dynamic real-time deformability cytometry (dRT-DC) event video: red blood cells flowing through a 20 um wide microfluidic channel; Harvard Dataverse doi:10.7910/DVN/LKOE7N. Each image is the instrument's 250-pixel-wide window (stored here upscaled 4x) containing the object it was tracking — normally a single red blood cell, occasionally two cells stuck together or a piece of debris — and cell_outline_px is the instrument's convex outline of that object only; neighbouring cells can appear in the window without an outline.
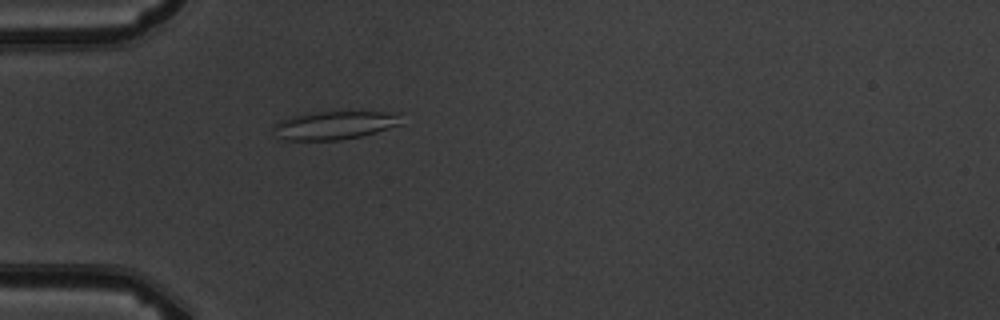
{"species": "common noctule bat (a hibernating species)", "species_latin": "Nyctalus noctula", "temperature_condition": "warm", "stored_images_in_passage": 5, "camera_frame_rate_fps": 3000, "um_per_image_px": 0.085, "animal": {"sex": "male", "body_mass_g": 19.5, "forearm_length_mm": 54.6}, "frame": {"image": 1, "passage_image": 5, "time_ms": 5.333, "image_size_px": [1000, 320], "cell_outline_px": [[404, 124], [376, 132], [360, 136], [340, 140], [288, 140], [280, 136], [276, 128], [276, 124], [292, 116], [312, 112], [404, 112]], "centroid_in_image_um": [28.64, 10.62], "position_along_channel_um": 56.4, "area_um2": 20.92}}